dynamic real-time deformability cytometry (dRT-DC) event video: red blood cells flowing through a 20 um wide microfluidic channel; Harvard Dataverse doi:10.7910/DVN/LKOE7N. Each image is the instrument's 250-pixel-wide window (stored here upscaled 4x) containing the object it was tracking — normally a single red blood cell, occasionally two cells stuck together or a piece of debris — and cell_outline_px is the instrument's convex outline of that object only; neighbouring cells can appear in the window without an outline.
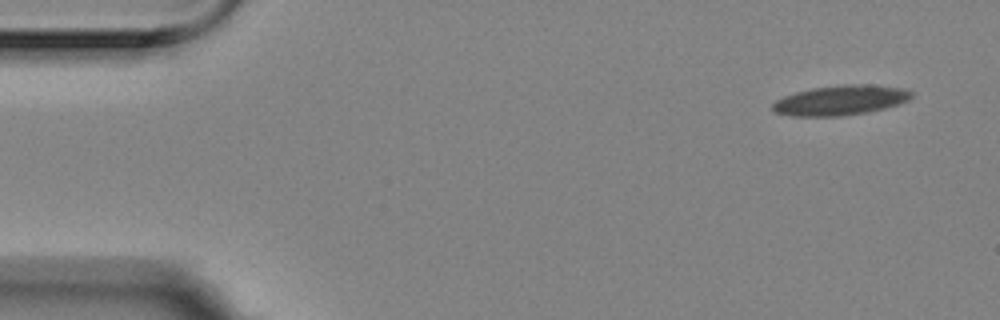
{"species": "Egyptian fruit bat (a non-hibernating species)", "species_latin": "Rousettus aegyptiacus", "temperature_condition": "room temperature", "stored_images_in_passage": 6, "camera_frame_rate_fps": 3000, "um_per_image_px": 0.085, "animal": {"sex": "female"}, "frame": {"image": 1, "passage_image": 1, "time_ms": 0.0, "image_size_px": [1000, 320], "cell_outline_px": [[912, 96], [908, 100], [884, 108], [868, 112], [840, 116], [792, 116], [776, 112], [772, 108], [772, 104], [776, 100], [784, 96], [796, 92], [812, 88], [844, 84], [868, 84], [904, 88], [912, 92]], "centroid_in_image_um": [71.44, 8.51], "position_along_channel_um": 13.6, "area_um2": 24.04}}
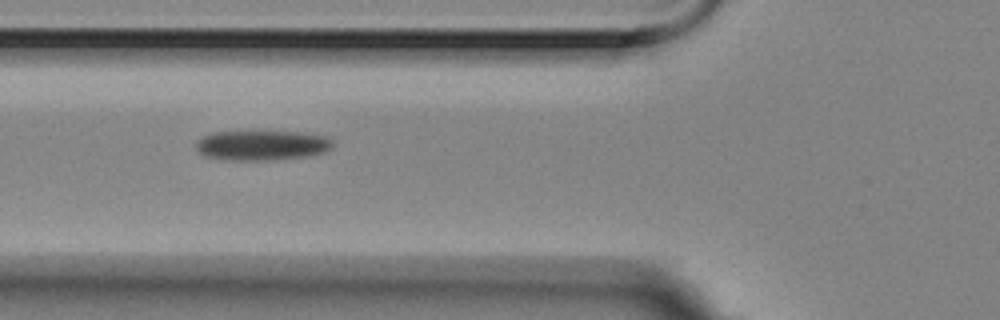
{"frame": {"image": 2, "passage_image": 5, "time_ms": 1.333, "image_size_px": [1000, 320], "cell_outline_px": [[332, 148], [324, 152], [312, 156], [272, 160], [224, 160], [204, 156], [196, 148], [196, 144], [204, 136], [212, 132], [252, 128], [300, 132], [328, 136], [332, 140]], "centroid_in_image_um": [22.27, 12.3], "position_along_channel_um": 103.5, "area_um2": 25.2}}
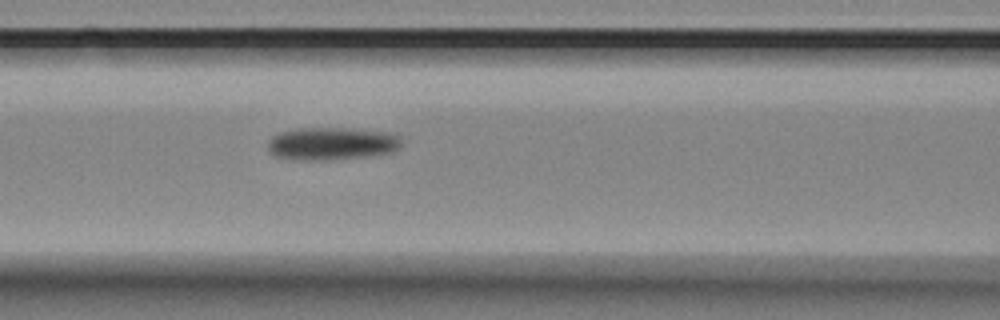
{"frame": {"image": 3, "passage_image": 6, "time_ms": 1.667, "image_size_px": [1000, 320], "cell_outline_px": [[400, 144], [392, 152], [376, 156], [332, 160], [292, 160], [276, 156], [268, 152], [268, 140], [272, 136], [280, 132], [296, 128], [344, 128], [392, 132], [400, 136]], "centroid_in_image_um": [28.18, 12.22], "position_along_channel_um": 138.4, "area_um2": 26.01}}